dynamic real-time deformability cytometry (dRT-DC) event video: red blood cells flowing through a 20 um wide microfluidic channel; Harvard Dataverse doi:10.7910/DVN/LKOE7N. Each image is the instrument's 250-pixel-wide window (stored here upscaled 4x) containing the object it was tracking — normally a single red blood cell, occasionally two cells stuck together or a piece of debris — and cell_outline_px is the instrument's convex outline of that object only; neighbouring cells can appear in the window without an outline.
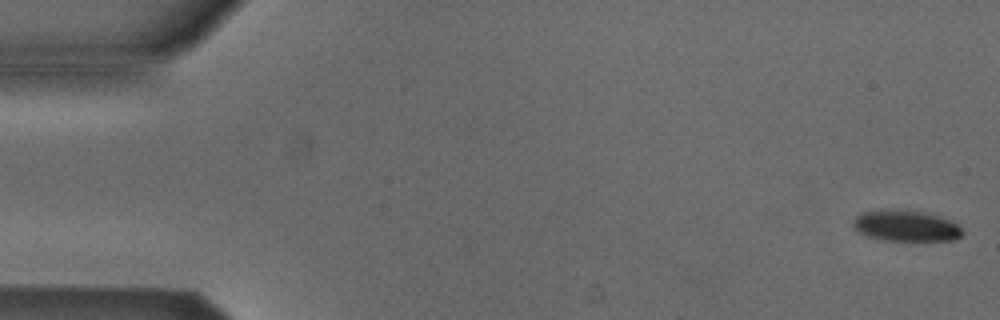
{"species": "Egyptian fruit bat (a non-hibernating species)", "species_latin": "Rousettus aegyptiacus", "temperature_condition": "cold", "stored_images_in_passage": 6, "segment_of_instrument_passage": [1, 2], "camera_frame_rate_fps": 3000, "um_per_image_px": 0.085, "animal": {"sex": "male"}, "frame": {"image": 1, "passage_image": 1, "time_ms": 0.0, "image_size_px": [1000, 320], "cell_outline_px": [[964, 232], [960, 236], [952, 240], [884, 240], [868, 236], [860, 232], [852, 224], [852, 220], [856, 216], [864, 212], [928, 212], [952, 220]], "centroid_in_image_um": [77.06, 19.23], "position_along_channel_um": 7.9, "area_um2": 18.9}}
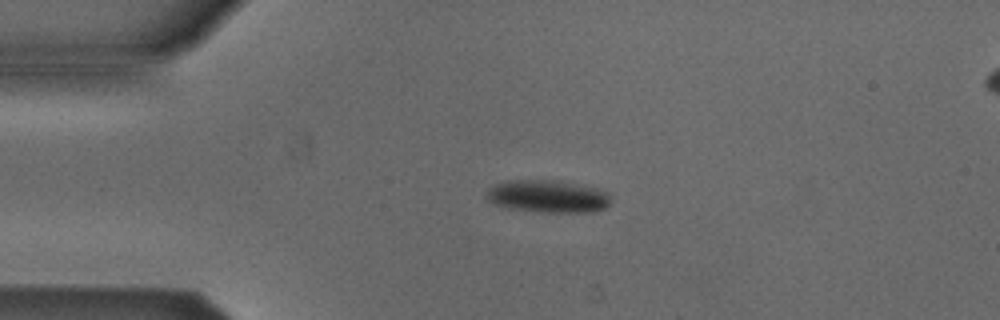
{"frame": {"image": 2, "passage_image": 4, "time_ms": 1.0, "image_size_px": [1000, 320], "cell_outline_px": [[608, 204], [604, 208], [592, 212], [540, 212], [508, 208], [496, 204], [488, 200], [484, 196], [488, 188], [496, 184], [508, 180], [560, 180], [608, 192]], "centroid_in_image_um": [46.5, 16.69], "position_along_channel_um": 38.5, "area_um2": 23.41}}